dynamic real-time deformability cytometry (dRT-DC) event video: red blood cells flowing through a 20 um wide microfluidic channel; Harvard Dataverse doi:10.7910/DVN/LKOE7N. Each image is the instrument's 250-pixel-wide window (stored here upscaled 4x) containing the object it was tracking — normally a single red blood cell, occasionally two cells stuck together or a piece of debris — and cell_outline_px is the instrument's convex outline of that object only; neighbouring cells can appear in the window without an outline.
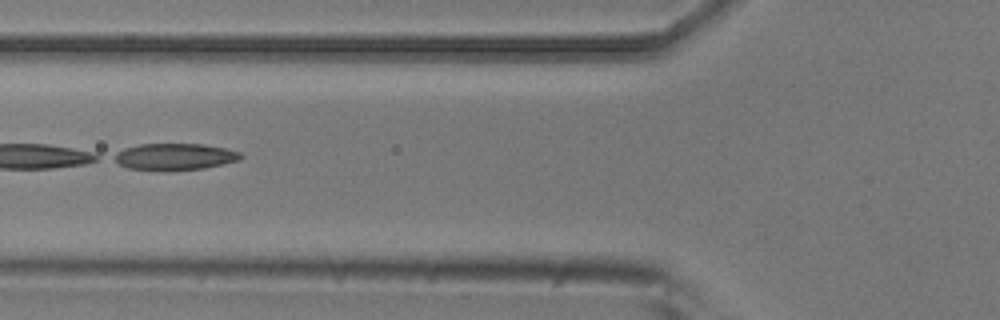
{"species": "common noctule bat (a hibernating species)", "species_latin": "Nyctalus noctula", "temperature_condition": "room temperature", "stored_images_in_passage": 5, "camera_frame_rate_fps": 3000, "um_per_image_px": 0.085, "animal": {"sex": "male", "body_mass_g": 20.5, "forearm_length_mm": 52.5}, "frame": {"image": 1, "passage_image": 2, "time_ms": 0.333, "image_size_px": [1000, 320], "cell_outline_px": [[244, 156], [240, 160], [224, 164], [204, 168], [172, 172], [128, 168], [112, 160], [108, 156], [124, 148], [140, 144], [204, 144], [224, 148], [240, 152]], "centroid_in_image_um": [14.81, 13.34], "position_along_channel_um": 111.0, "area_um2": 20.23}}
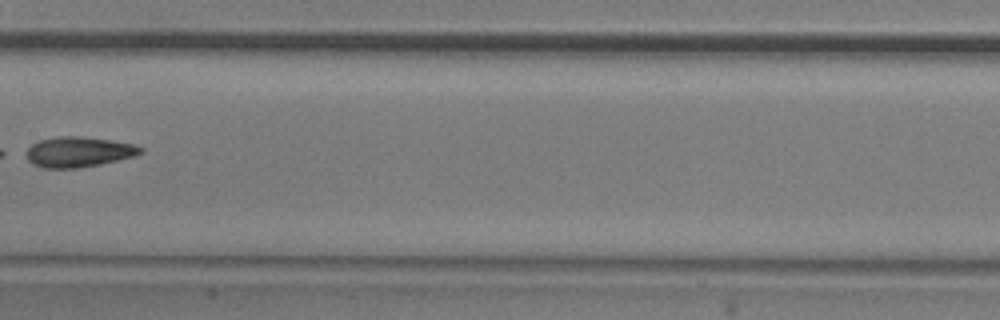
{"frame": {"image": 2, "passage_image": 4, "time_ms": 1.0, "image_size_px": [1000, 320], "cell_outline_px": [[144, 152], [136, 156], [100, 164], [80, 168], [44, 168], [32, 164], [28, 160], [28, 148], [32, 144], [40, 140], [60, 136], [80, 136], [112, 140], [136, 144], [144, 148]], "centroid_in_image_um": [6.75, 12.91], "position_along_channel_um": 200.7, "area_um2": 20.29}}
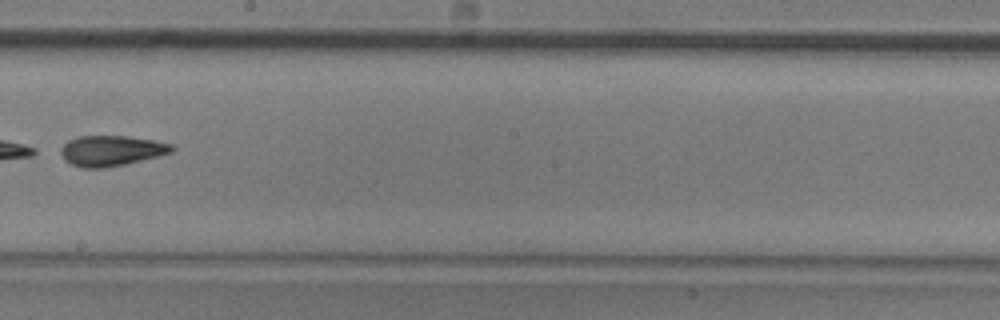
{"frame": {"image": 3, "passage_image": 5, "time_ms": 1.333, "image_size_px": [1000, 320], "cell_outline_px": [[176, 148], [172, 152], [124, 164], [104, 168], [80, 168], [64, 160], [60, 152], [60, 148], [68, 140], [80, 136], [128, 136], [156, 140], [172, 144]], "centroid_in_image_um": [9.45, 12.8], "position_along_channel_um": 238.8, "area_um2": 19.71}}